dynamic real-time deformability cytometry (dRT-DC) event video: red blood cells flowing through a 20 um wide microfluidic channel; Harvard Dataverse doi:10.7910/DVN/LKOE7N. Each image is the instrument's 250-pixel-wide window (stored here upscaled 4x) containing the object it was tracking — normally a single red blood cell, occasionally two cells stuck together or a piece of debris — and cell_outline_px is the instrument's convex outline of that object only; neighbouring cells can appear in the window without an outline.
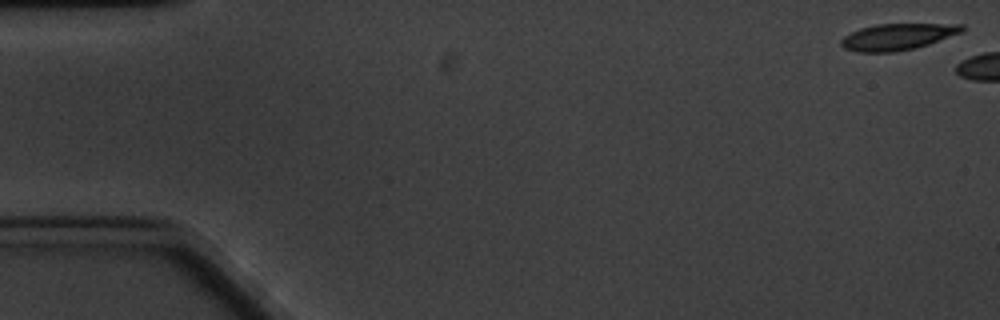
{"species": "common noctule bat (a hibernating species)", "species_latin": "Nyctalus noctula", "temperature_condition": "cold", "stored_images_in_passage": 5, "camera_frame_rate_fps": 3000, "um_per_image_px": 0.085, "animal": {"sex": "male", "body_mass_g": 20.1, "forearm_length_mm": 53.5}, "frame": {"image": 1, "passage_image": 1, "time_ms": 0.0, "image_size_px": [1000, 320], "cell_outline_px": [[964, 32], [928, 44], [896, 52], [856, 52], [844, 48], [840, 44], [840, 40], [844, 36], [860, 28], [876, 24], [964, 24]], "centroid_in_image_um": [76.29, 3.12], "position_along_channel_um": 8.7, "area_um2": 18.61}}